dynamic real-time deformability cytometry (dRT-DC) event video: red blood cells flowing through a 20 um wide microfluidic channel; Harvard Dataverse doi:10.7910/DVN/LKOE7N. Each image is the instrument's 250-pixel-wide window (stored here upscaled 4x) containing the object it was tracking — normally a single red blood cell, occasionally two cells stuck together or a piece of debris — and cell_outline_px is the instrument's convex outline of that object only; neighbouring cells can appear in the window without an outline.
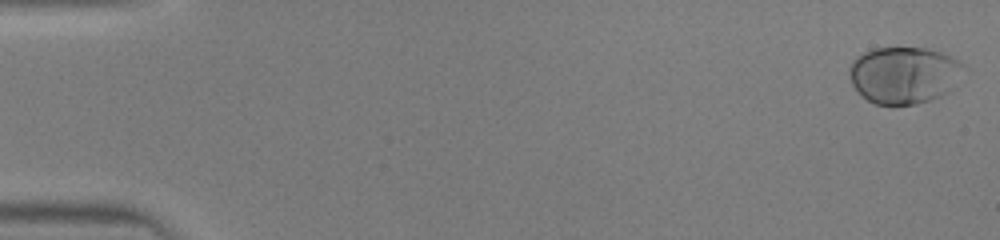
{"species": "human", "species_latin": "Homo sapiens", "temperature_condition": "warm", "stored_images_in_passage": 46, "camera_frame_rate_fps": 3000, "um_per_image_px": 0.085, "donor": {"sex": "male"}, "frame": {"image": 1, "passage_image": 1, "time_ms": 0.0, "image_size_px": [1000, 240], "cell_outline_px": [[964, 64], [952, 88], [948, 92], [940, 96], [916, 104], [876, 104], [860, 96], [856, 92], [852, 84], [848, 72], [848, 68], [852, 60], [856, 56], [864, 52], [876, 48], [924, 48], [940, 52], [960, 60]], "centroid_in_image_um": [76.77, 6.37], "position_along_channel_um": 8.2, "area_um2": 37.8}}
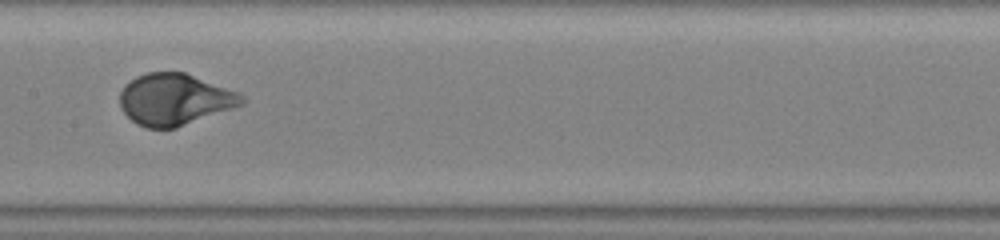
{"frame": {"image": 2, "passage_image": 24, "time_ms": 7.667, "image_size_px": [1000, 240], "cell_outline_px": [[248, 100], [244, 104], [176, 128], [148, 128], [136, 124], [120, 108], [120, 92], [124, 84], [136, 76], [148, 72], [184, 72], [240, 92]], "centroid_in_image_um": [14.86, 8.44], "position_along_channel_um": 192.5, "area_um2": 36.82}}
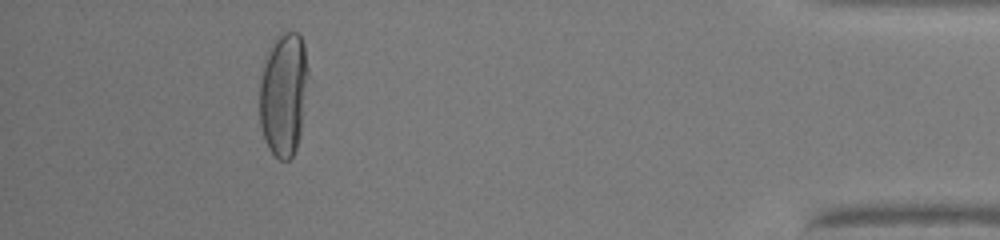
{"frame": {"image": 3, "passage_image": 42, "time_ms": 13.667, "image_size_px": [1000, 240], "cell_outline_px": [[308, 76], [300, 136], [296, 148], [292, 156], [288, 160], [280, 160], [268, 148], [264, 140], [260, 124], [260, 80], [264, 56], [280, 32], [296, 32], [300, 36], [304, 44], [308, 68]], "centroid_in_image_um": [24.09, 7.99], "position_along_channel_um": 411.1, "area_um2": 35.26}}